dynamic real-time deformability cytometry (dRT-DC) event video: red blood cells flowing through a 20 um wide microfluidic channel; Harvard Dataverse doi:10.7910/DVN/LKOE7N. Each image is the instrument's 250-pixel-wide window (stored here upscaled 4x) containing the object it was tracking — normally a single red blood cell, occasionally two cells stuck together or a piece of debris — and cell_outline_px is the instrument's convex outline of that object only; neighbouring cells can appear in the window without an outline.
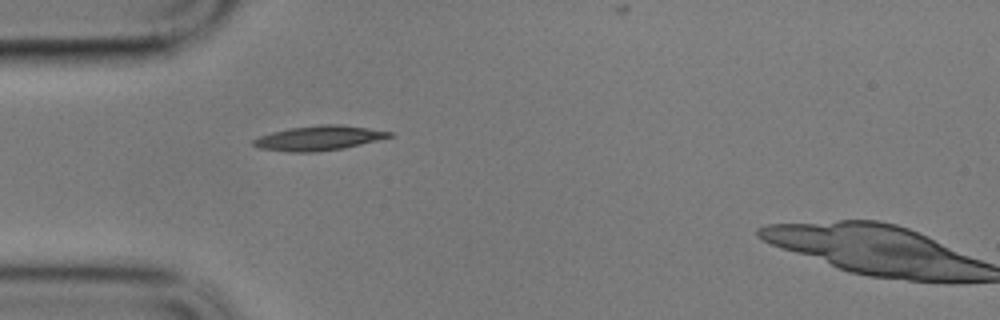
{"species": "common noctule bat (a hibernating species)", "species_latin": "Nyctalus noctula", "temperature_condition": "cold", "stored_images_in_passage": 37, "camera_frame_rate_fps": 3000, "um_per_image_px": 0.085, "animal": {"sex": "male", "body_mass_g": 17.9}, "frame": {"image": 1, "passage_image": 1, "time_ms": 0.0, "image_size_px": [1000, 320], "cell_outline_px": [[392, 136], [344, 148], [316, 152], [288, 152], [256, 148], [252, 144], [252, 140], [260, 136], [272, 132], [288, 128], [320, 124], [336, 124], [392, 132]], "centroid_in_image_um": [27.0, 11.74], "position_along_channel_um": 58.0, "area_um2": 19.36}}
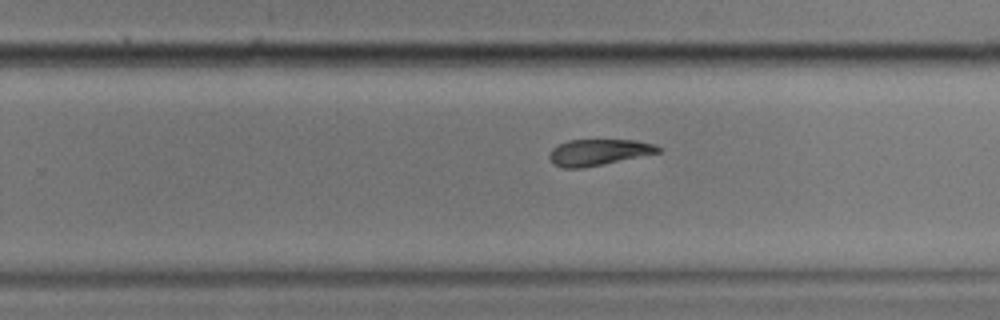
{"frame": {"image": 2, "passage_image": 21, "time_ms": 6.667, "image_size_px": [1000, 320], "cell_outline_px": [[664, 148], [660, 152], [604, 164], [584, 168], [564, 168], [552, 164], [548, 156], [552, 148], [568, 140], [636, 140], [652, 144]], "centroid_in_image_um": [50.86, 12.95], "position_along_channel_um": 278.9, "area_um2": 16.65}}
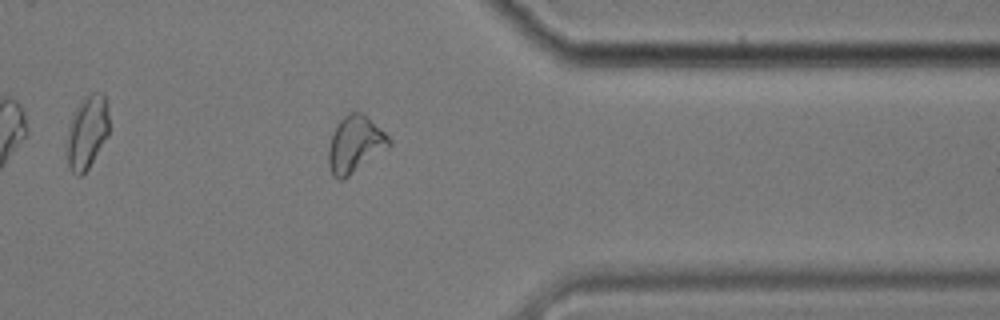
{"frame": {"image": 3, "passage_image": 31, "time_ms": 10.0, "image_size_px": [1000, 320], "cell_outline_px": [[392, 144], [388, 148], [344, 180], [336, 180], [332, 176], [328, 164], [328, 148], [336, 124], [348, 112], [360, 112], [368, 116], [392, 140]], "centroid_in_image_um": [30.17, 12.29], "position_along_channel_um": 381.2, "area_um2": 20.23}}